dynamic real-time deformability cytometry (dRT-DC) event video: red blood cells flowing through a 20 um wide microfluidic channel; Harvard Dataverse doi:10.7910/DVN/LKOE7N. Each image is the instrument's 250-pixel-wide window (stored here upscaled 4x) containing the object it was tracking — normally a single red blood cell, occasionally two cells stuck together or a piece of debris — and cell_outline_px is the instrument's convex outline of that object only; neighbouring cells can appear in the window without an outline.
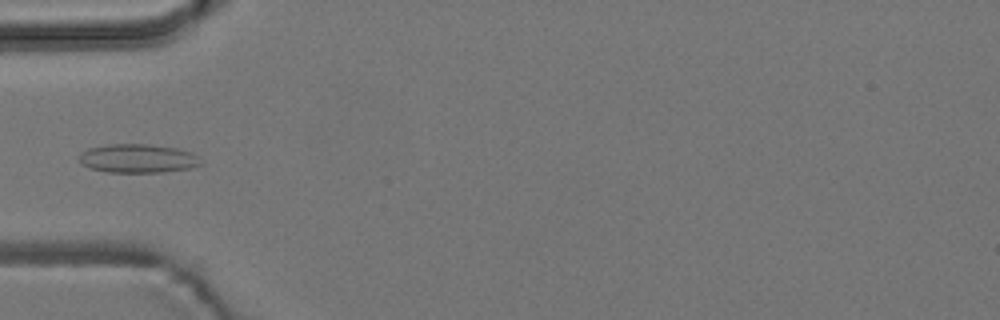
{"species": "common noctule bat (a hibernating species)", "species_latin": "Nyctalus noctula", "temperature_condition": "room temperature", "stored_images_in_passage": 7, "camera_frame_rate_fps": 3000, "um_per_image_px": 0.085, "animal": {"sex": "male", "body_mass_g": 19.2, "forearm_length_mm": 51.8}, "frame": {"image": 1, "passage_image": 7, "time_ms": 6.667, "image_size_px": [1000, 320], "cell_outline_px": [[204, 164], [192, 168], [164, 172], [108, 172], [92, 168], [80, 164], [76, 156], [80, 152], [88, 148], [108, 144], [148, 144], [176, 148], [192, 152], [204, 160]], "centroid_in_image_um": [11.74, 13.47], "position_along_channel_um": 73.3, "area_um2": 20.81}}